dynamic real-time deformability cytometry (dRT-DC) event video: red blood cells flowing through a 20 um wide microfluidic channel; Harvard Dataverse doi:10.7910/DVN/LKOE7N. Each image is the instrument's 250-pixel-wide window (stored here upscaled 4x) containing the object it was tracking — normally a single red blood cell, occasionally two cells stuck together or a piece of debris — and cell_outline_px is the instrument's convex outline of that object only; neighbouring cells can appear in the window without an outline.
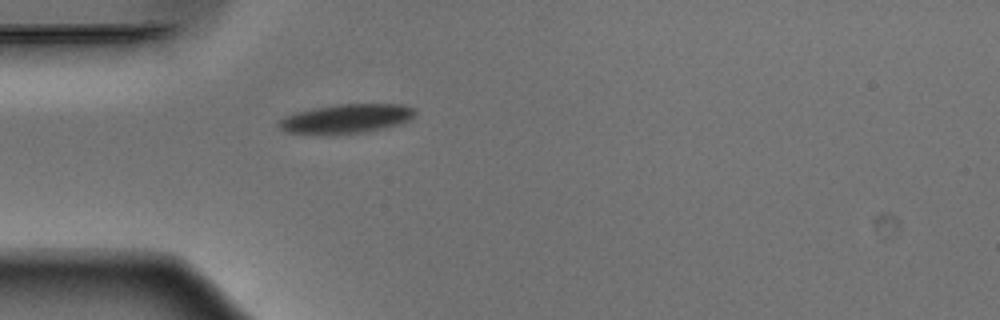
{"species": "Egyptian fruit bat (a non-hibernating species)", "species_latin": "Rousettus aegyptiacus", "temperature_condition": "warm", "stored_images_in_passage": 38, "camera_frame_rate_fps": 3000, "um_per_image_px": 0.085, "animal": {"sex": "male"}, "frame": {"image": 1, "passage_image": 1, "time_ms": 0.0, "image_size_px": [1000, 320], "cell_outline_px": [[416, 112], [412, 120], [404, 124], [364, 132], [332, 136], [320, 136], [288, 132], [280, 128], [276, 124], [284, 116], [296, 112], [312, 108], [340, 104], [400, 104], [412, 108]], "centroid_in_image_um": [29.42, 10.12], "position_along_channel_um": 55.6, "area_um2": 23.87}}
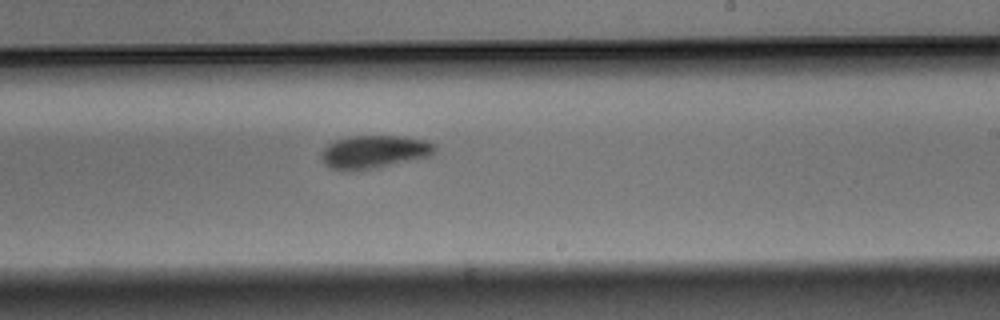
{"frame": {"image": 2, "passage_image": 17, "time_ms": 5.333, "image_size_px": [1000, 320], "cell_outline_px": [[436, 148], [428, 156], [380, 168], [352, 172], [348, 172], [328, 168], [320, 160], [320, 156], [324, 148], [328, 144], [336, 140], [348, 136], [404, 136], [424, 140], [436, 144]], "centroid_in_image_um": [31.73, 12.93], "position_along_channel_um": 257.3, "area_um2": 22.31}}
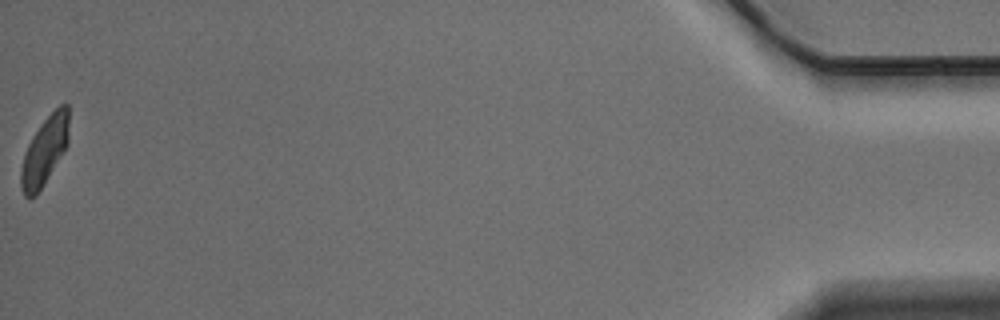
{"frame": {"image": 3, "passage_image": 38, "time_ms": 12.333, "image_size_px": [1000, 320], "cell_outline_px": [[68, 140], [64, 148], [36, 196], [24, 196], [20, 188], [20, 168], [24, 152], [32, 136], [40, 124], [60, 104], [68, 104]], "centroid_in_image_um": [3.74, 12.81], "position_along_channel_um": 431.5, "area_um2": 18.55}, "authors_computed_cell_mechanics": {"area_um2": 21.6172, "velocity_mm_per_s": 3.8781, "shape_relaxation_time_tau1_ms": 3.4658, "shape_relaxation_time_tau2_ms": 9.349, "deformation_change_tau1": 0.1423, "deformation_change_tau2": 0.1208}}